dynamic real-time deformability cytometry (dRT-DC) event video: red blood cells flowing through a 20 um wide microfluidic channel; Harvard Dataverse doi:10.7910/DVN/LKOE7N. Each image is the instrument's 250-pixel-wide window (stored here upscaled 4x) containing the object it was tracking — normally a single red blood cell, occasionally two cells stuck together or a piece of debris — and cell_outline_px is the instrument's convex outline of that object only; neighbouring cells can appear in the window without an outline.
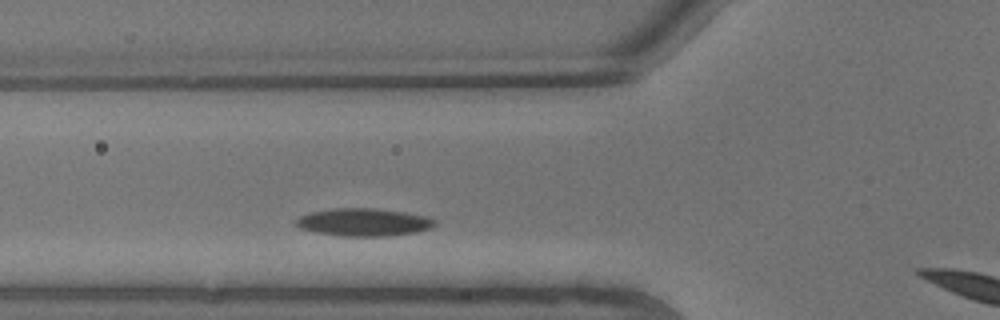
{"species": "common noctule bat (a hibernating species)", "species_latin": "Nyctalus noctula", "temperature_condition": "warm", "stored_images_in_passage": 3, "segment_of_instrument_passage": [1, 2], "camera_frame_rate_fps": 3000, "um_per_image_px": 0.085, "animal": {"sex": "male", "body_mass_g": 13.3}, "frame": {"image": 1, "passage_image": 2, "time_ms": 0.333, "image_size_px": [1000, 320], "cell_outline_px": [[436, 224], [432, 228], [412, 232], [388, 236], [340, 236], [316, 232], [300, 228], [296, 224], [296, 220], [300, 216], [312, 212], [332, 208], [376, 208], [404, 212], [428, 216], [436, 220]], "centroid_in_image_um": [30.94, 18.88], "position_along_channel_um": 94.9, "area_um2": 22.37}}